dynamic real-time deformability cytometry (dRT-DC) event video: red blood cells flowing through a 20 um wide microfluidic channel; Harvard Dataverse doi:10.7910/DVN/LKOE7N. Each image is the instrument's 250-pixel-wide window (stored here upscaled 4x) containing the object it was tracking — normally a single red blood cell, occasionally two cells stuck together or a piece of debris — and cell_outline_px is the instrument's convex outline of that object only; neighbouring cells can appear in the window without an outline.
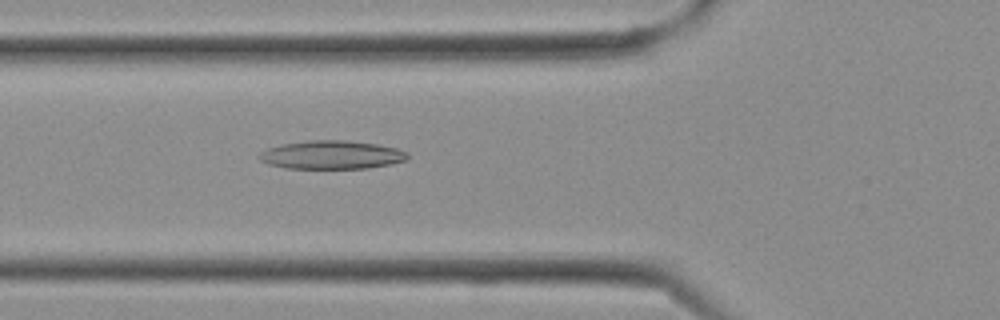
{"species": "Egyptian fruit bat (a non-hibernating species)", "species_latin": "Rousettus aegyptiacus", "temperature_condition": "cold", "stored_images_in_passage": 8, "camera_frame_rate_fps": 3000, "um_per_image_px": 0.085, "frame": {"image": 1, "passage_image": 8, "time_ms": 2.333, "image_size_px": [1000, 320], "cell_outline_px": [[408, 160], [392, 164], [368, 168], [284, 168], [268, 164], [260, 160], [260, 152], [268, 148], [280, 144], [308, 140], [348, 140], [376, 144], [396, 148], [408, 152]], "centroid_in_image_um": [28.21, 13.16], "position_along_channel_um": 97.6, "area_um2": 24.68}}